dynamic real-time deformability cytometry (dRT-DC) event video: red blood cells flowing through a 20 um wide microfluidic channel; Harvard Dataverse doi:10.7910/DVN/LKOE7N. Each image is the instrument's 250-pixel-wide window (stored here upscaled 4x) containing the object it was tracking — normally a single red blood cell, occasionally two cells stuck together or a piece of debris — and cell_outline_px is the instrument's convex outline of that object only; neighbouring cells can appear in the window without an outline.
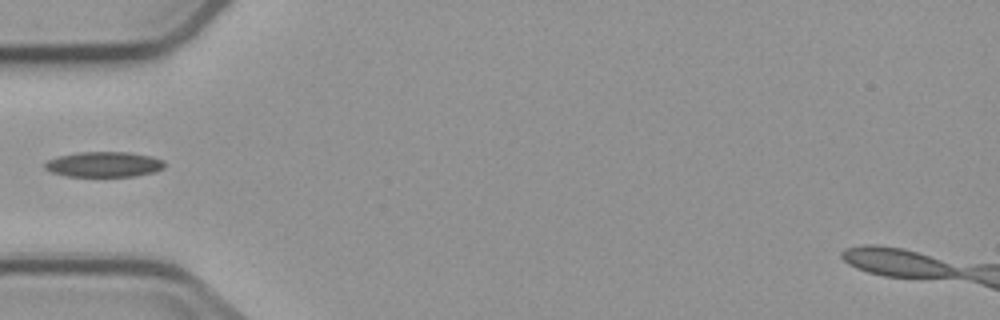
{"species": "common noctule bat (a hibernating species)", "species_latin": "Nyctalus noctula", "temperature_condition": "cold", "stored_images_in_passage": 5, "camera_frame_rate_fps": 3000, "um_per_image_px": 0.085, "animal": {"sex": "male", "body_mass_g": 23.1, "forearm_length_mm": 52.7}, "frame": {"image": 1, "passage_image": 5, "time_ms": 4.667, "image_size_px": [1000, 320], "cell_outline_px": [[164, 168], [156, 172], [132, 176], [68, 176], [52, 172], [44, 168], [44, 164], [48, 160], [56, 156], [80, 152], [128, 152], [152, 156], [164, 160]], "centroid_in_image_um": [8.85, 13.96], "position_along_channel_um": 76.2, "area_um2": 17.69}}